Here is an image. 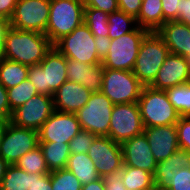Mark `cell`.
Here are the masks:
<instances>
[{"label":"cell","mask_w":190,"mask_h":190,"mask_svg":"<svg viewBox=\"0 0 190 190\" xmlns=\"http://www.w3.org/2000/svg\"><path fill=\"white\" fill-rule=\"evenodd\" d=\"M169 53L168 47L157 32L150 31L144 37L132 70L143 86L153 83Z\"/></svg>","instance_id":"5b68a950"},{"label":"cell","mask_w":190,"mask_h":190,"mask_svg":"<svg viewBox=\"0 0 190 190\" xmlns=\"http://www.w3.org/2000/svg\"><path fill=\"white\" fill-rule=\"evenodd\" d=\"M18 0H0V16L9 19L12 17Z\"/></svg>","instance_id":"bcb514c9"},{"label":"cell","mask_w":190,"mask_h":190,"mask_svg":"<svg viewBox=\"0 0 190 190\" xmlns=\"http://www.w3.org/2000/svg\"><path fill=\"white\" fill-rule=\"evenodd\" d=\"M137 104L144 128L176 125L180 118L165 90L143 86Z\"/></svg>","instance_id":"3957f363"},{"label":"cell","mask_w":190,"mask_h":190,"mask_svg":"<svg viewBox=\"0 0 190 190\" xmlns=\"http://www.w3.org/2000/svg\"><path fill=\"white\" fill-rule=\"evenodd\" d=\"M83 0H50L49 21L45 35L54 45L83 23Z\"/></svg>","instance_id":"277c9868"},{"label":"cell","mask_w":190,"mask_h":190,"mask_svg":"<svg viewBox=\"0 0 190 190\" xmlns=\"http://www.w3.org/2000/svg\"><path fill=\"white\" fill-rule=\"evenodd\" d=\"M190 168V152L178 148L169 158L157 162L154 174L156 190H166L170 185V178L175 169Z\"/></svg>","instance_id":"7402d4cb"},{"label":"cell","mask_w":190,"mask_h":190,"mask_svg":"<svg viewBox=\"0 0 190 190\" xmlns=\"http://www.w3.org/2000/svg\"><path fill=\"white\" fill-rule=\"evenodd\" d=\"M53 44L43 33L12 28L5 39L3 57L27 66L40 64Z\"/></svg>","instance_id":"6da1fadb"},{"label":"cell","mask_w":190,"mask_h":190,"mask_svg":"<svg viewBox=\"0 0 190 190\" xmlns=\"http://www.w3.org/2000/svg\"><path fill=\"white\" fill-rule=\"evenodd\" d=\"M39 146L50 172L66 168L70 156L69 144L48 142L39 143Z\"/></svg>","instance_id":"484cf974"},{"label":"cell","mask_w":190,"mask_h":190,"mask_svg":"<svg viewBox=\"0 0 190 190\" xmlns=\"http://www.w3.org/2000/svg\"><path fill=\"white\" fill-rule=\"evenodd\" d=\"M80 130L81 127L76 114L55 110L38 130L39 143L69 144Z\"/></svg>","instance_id":"5bb4252c"},{"label":"cell","mask_w":190,"mask_h":190,"mask_svg":"<svg viewBox=\"0 0 190 190\" xmlns=\"http://www.w3.org/2000/svg\"><path fill=\"white\" fill-rule=\"evenodd\" d=\"M163 11V24L168 21H177L180 0H161Z\"/></svg>","instance_id":"74e56055"},{"label":"cell","mask_w":190,"mask_h":190,"mask_svg":"<svg viewBox=\"0 0 190 190\" xmlns=\"http://www.w3.org/2000/svg\"><path fill=\"white\" fill-rule=\"evenodd\" d=\"M103 72L102 63L87 64L67 58V80L81 84L92 93L101 91Z\"/></svg>","instance_id":"ffe728a7"},{"label":"cell","mask_w":190,"mask_h":190,"mask_svg":"<svg viewBox=\"0 0 190 190\" xmlns=\"http://www.w3.org/2000/svg\"><path fill=\"white\" fill-rule=\"evenodd\" d=\"M83 3L84 7L96 8L107 14L119 10L118 0H83Z\"/></svg>","instance_id":"f35d334b"},{"label":"cell","mask_w":190,"mask_h":190,"mask_svg":"<svg viewBox=\"0 0 190 190\" xmlns=\"http://www.w3.org/2000/svg\"><path fill=\"white\" fill-rule=\"evenodd\" d=\"M166 190H190V168L175 169Z\"/></svg>","instance_id":"d590c367"},{"label":"cell","mask_w":190,"mask_h":190,"mask_svg":"<svg viewBox=\"0 0 190 190\" xmlns=\"http://www.w3.org/2000/svg\"><path fill=\"white\" fill-rule=\"evenodd\" d=\"M143 85L133 71L104 68L101 91L112 103H137Z\"/></svg>","instance_id":"52a82bcc"},{"label":"cell","mask_w":190,"mask_h":190,"mask_svg":"<svg viewBox=\"0 0 190 190\" xmlns=\"http://www.w3.org/2000/svg\"><path fill=\"white\" fill-rule=\"evenodd\" d=\"M136 22L139 27L156 32L163 25L161 0L142 1Z\"/></svg>","instance_id":"cb8c5ba5"},{"label":"cell","mask_w":190,"mask_h":190,"mask_svg":"<svg viewBox=\"0 0 190 190\" xmlns=\"http://www.w3.org/2000/svg\"><path fill=\"white\" fill-rule=\"evenodd\" d=\"M180 117H190V82L165 90Z\"/></svg>","instance_id":"4dcf8cb0"},{"label":"cell","mask_w":190,"mask_h":190,"mask_svg":"<svg viewBox=\"0 0 190 190\" xmlns=\"http://www.w3.org/2000/svg\"><path fill=\"white\" fill-rule=\"evenodd\" d=\"M112 101L102 92L91 94L87 104L75 114L83 130L96 136H109Z\"/></svg>","instance_id":"ba28073f"},{"label":"cell","mask_w":190,"mask_h":190,"mask_svg":"<svg viewBox=\"0 0 190 190\" xmlns=\"http://www.w3.org/2000/svg\"><path fill=\"white\" fill-rule=\"evenodd\" d=\"M83 22L93 35L108 37V14L96 8L84 7Z\"/></svg>","instance_id":"1f68e13d"},{"label":"cell","mask_w":190,"mask_h":190,"mask_svg":"<svg viewBox=\"0 0 190 190\" xmlns=\"http://www.w3.org/2000/svg\"><path fill=\"white\" fill-rule=\"evenodd\" d=\"M66 169L71 171L82 185L100 178L96 170V164L88 154H70Z\"/></svg>","instance_id":"603a6c76"},{"label":"cell","mask_w":190,"mask_h":190,"mask_svg":"<svg viewBox=\"0 0 190 190\" xmlns=\"http://www.w3.org/2000/svg\"><path fill=\"white\" fill-rule=\"evenodd\" d=\"M49 11L50 0H18L10 18L11 27L45 34Z\"/></svg>","instance_id":"8fae6325"},{"label":"cell","mask_w":190,"mask_h":190,"mask_svg":"<svg viewBox=\"0 0 190 190\" xmlns=\"http://www.w3.org/2000/svg\"><path fill=\"white\" fill-rule=\"evenodd\" d=\"M89 158L96 164L98 175L121 171L124 165L121 144L108 136H97L88 150Z\"/></svg>","instance_id":"9a60e30c"},{"label":"cell","mask_w":190,"mask_h":190,"mask_svg":"<svg viewBox=\"0 0 190 190\" xmlns=\"http://www.w3.org/2000/svg\"><path fill=\"white\" fill-rule=\"evenodd\" d=\"M28 190H52L51 172L44 175L31 173V184Z\"/></svg>","instance_id":"ab89813d"},{"label":"cell","mask_w":190,"mask_h":190,"mask_svg":"<svg viewBox=\"0 0 190 190\" xmlns=\"http://www.w3.org/2000/svg\"><path fill=\"white\" fill-rule=\"evenodd\" d=\"M16 165L30 174L44 175L50 173L39 145L22 156Z\"/></svg>","instance_id":"f546056e"},{"label":"cell","mask_w":190,"mask_h":190,"mask_svg":"<svg viewBox=\"0 0 190 190\" xmlns=\"http://www.w3.org/2000/svg\"><path fill=\"white\" fill-rule=\"evenodd\" d=\"M95 41V48L99 59L102 61L108 54V49L111 44V39L109 37H103L99 35H93Z\"/></svg>","instance_id":"ee69618b"},{"label":"cell","mask_w":190,"mask_h":190,"mask_svg":"<svg viewBox=\"0 0 190 190\" xmlns=\"http://www.w3.org/2000/svg\"><path fill=\"white\" fill-rule=\"evenodd\" d=\"M164 40L169 52L188 58L190 56V27L178 21L165 22L156 31Z\"/></svg>","instance_id":"44dd1931"},{"label":"cell","mask_w":190,"mask_h":190,"mask_svg":"<svg viewBox=\"0 0 190 190\" xmlns=\"http://www.w3.org/2000/svg\"><path fill=\"white\" fill-rule=\"evenodd\" d=\"M54 111L53 97L45 94H37L25 104L16 108L12 112L9 122L17 127L30 128L38 131Z\"/></svg>","instance_id":"4fadbf2b"},{"label":"cell","mask_w":190,"mask_h":190,"mask_svg":"<svg viewBox=\"0 0 190 190\" xmlns=\"http://www.w3.org/2000/svg\"><path fill=\"white\" fill-rule=\"evenodd\" d=\"M150 31L137 27L134 31L111 39L107 56L102 60L104 68L132 71L140 45Z\"/></svg>","instance_id":"8992f818"},{"label":"cell","mask_w":190,"mask_h":190,"mask_svg":"<svg viewBox=\"0 0 190 190\" xmlns=\"http://www.w3.org/2000/svg\"><path fill=\"white\" fill-rule=\"evenodd\" d=\"M141 3V0H118V7L119 10L136 19L141 9Z\"/></svg>","instance_id":"b9f144b4"},{"label":"cell","mask_w":190,"mask_h":190,"mask_svg":"<svg viewBox=\"0 0 190 190\" xmlns=\"http://www.w3.org/2000/svg\"><path fill=\"white\" fill-rule=\"evenodd\" d=\"M11 29V22L9 19H0V59L3 57L5 39L8 31Z\"/></svg>","instance_id":"7dc6e473"},{"label":"cell","mask_w":190,"mask_h":190,"mask_svg":"<svg viewBox=\"0 0 190 190\" xmlns=\"http://www.w3.org/2000/svg\"><path fill=\"white\" fill-rule=\"evenodd\" d=\"M123 166H131L150 172L153 176L157 161L153 157L151 147L144 132L121 143Z\"/></svg>","instance_id":"e0dca14e"},{"label":"cell","mask_w":190,"mask_h":190,"mask_svg":"<svg viewBox=\"0 0 190 190\" xmlns=\"http://www.w3.org/2000/svg\"><path fill=\"white\" fill-rule=\"evenodd\" d=\"M96 137L97 136L91 132L81 129L69 142L70 154H87Z\"/></svg>","instance_id":"e575fe53"},{"label":"cell","mask_w":190,"mask_h":190,"mask_svg":"<svg viewBox=\"0 0 190 190\" xmlns=\"http://www.w3.org/2000/svg\"><path fill=\"white\" fill-rule=\"evenodd\" d=\"M138 27L136 19L121 10L108 14V37L118 38L126 33L134 31Z\"/></svg>","instance_id":"83f0119b"},{"label":"cell","mask_w":190,"mask_h":190,"mask_svg":"<svg viewBox=\"0 0 190 190\" xmlns=\"http://www.w3.org/2000/svg\"><path fill=\"white\" fill-rule=\"evenodd\" d=\"M105 190H127L121 180V171L105 174L102 177Z\"/></svg>","instance_id":"60d3db41"},{"label":"cell","mask_w":190,"mask_h":190,"mask_svg":"<svg viewBox=\"0 0 190 190\" xmlns=\"http://www.w3.org/2000/svg\"><path fill=\"white\" fill-rule=\"evenodd\" d=\"M82 190H105V185L102 178L100 177L93 182L82 185Z\"/></svg>","instance_id":"c3c4849f"},{"label":"cell","mask_w":190,"mask_h":190,"mask_svg":"<svg viewBox=\"0 0 190 190\" xmlns=\"http://www.w3.org/2000/svg\"><path fill=\"white\" fill-rule=\"evenodd\" d=\"M179 148L190 152V117H180L176 123Z\"/></svg>","instance_id":"8d00e7d4"},{"label":"cell","mask_w":190,"mask_h":190,"mask_svg":"<svg viewBox=\"0 0 190 190\" xmlns=\"http://www.w3.org/2000/svg\"><path fill=\"white\" fill-rule=\"evenodd\" d=\"M188 82H190L188 59L169 53L150 87L157 90H166Z\"/></svg>","instance_id":"2e32d148"},{"label":"cell","mask_w":190,"mask_h":190,"mask_svg":"<svg viewBox=\"0 0 190 190\" xmlns=\"http://www.w3.org/2000/svg\"><path fill=\"white\" fill-rule=\"evenodd\" d=\"M7 123H8L7 120L0 119V140H1L2 133H3Z\"/></svg>","instance_id":"f907efd6"},{"label":"cell","mask_w":190,"mask_h":190,"mask_svg":"<svg viewBox=\"0 0 190 190\" xmlns=\"http://www.w3.org/2000/svg\"><path fill=\"white\" fill-rule=\"evenodd\" d=\"M8 165L9 164L0 156V185L2 183Z\"/></svg>","instance_id":"681fc988"},{"label":"cell","mask_w":190,"mask_h":190,"mask_svg":"<svg viewBox=\"0 0 190 190\" xmlns=\"http://www.w3.org/2000/svg\"><path fill=\"white\" fill-rule=\"evenodd\" d=\"M52 190H82L79 179L66 168L51 171Z\"/></svg>","instance_id":"836d02e7"},{"label":"cell","mask_w":190,"mask_h":190,"mask_svg":"<svg viewBox=\"0 0 190 190\" xmlns=\"http://www.w3.org/2000/svg\"><path fill=\"white\" fill-rule=\"evenodd\" d=\"M38 145L37 130L17 127L8 121L0 140V156L9 165H15L22 156Z\"/></svg>","instance_id":"30bf717a"},{"label":"cell","mask_w":190,"mask_h":190,"mask_svg":"<svg viewBox=\"0 0 190 190\" xmlns=\"http://www.w3.org/2000/svg\"><path fill=\"white\" fill-rule=\"evenodd\" d=\"M177 21L190 27V0H180L179 15Z\"/></svg>","instance_id":"f6af8a7d"},{"label":"cell","mask_w":190,"mask_h":190,"mask_svg":"<svg viewBox=\"0 0 190 190\" xmlns=\"http://www.w3.org/2000/svg\"><path fill=\"white\" fill-rule=\"evenodd\" d=\"M29 66L9 59H0V84L9 89L27 80Z\"/></svg>","instance_id":"d4e9b609"},{"label":"cell","mask_w":190,"mask_h":190,"mask_svg":"<svg viewBox=\"0 0 190 190\" xmlns=\"http://www.w3.org/2000/svg\"><path fill=\"white\" fill-rule=\"evenodd\" d=\"M53 46L66 58L87 64L102 63L95 48L94 36L84 22Z\"/></svg>","instance_id":"9c48e42d"},{"label":"cell","mask_w":190,"mask_h":190,"mask_svg":"<svg viewBox=\"0 0 190 190\" xmlns=\"http://www.w3.org/2000/svg\"><path fill=\"white\" fill-rule=\"evenodd\" d=\"M143 131L144 126L137 103L114 105L108 136L111 140L121 144Z\"/></svg>","instance_id":"7c38bea8"},{"label":"cell","mask_w":190,"mask_h":190,"mask_svg":"<svg viewBox=\"0 0 190 190\" xmlns=\"http://www.w3.org/2000/svg\"><path fill=\"white\" fill-rule=\"evenodd\" d=\"M11 115L7 89L0 84V119L10 121Z\"/></svg>","instance_id":"7bdbcfd3"},{"label":"cell","mask_w":190,"mask_h":190,"mask_svg":"<svg viewBox=\"0 0 190 190\" xmlns=\"http://www.w3.org/2000/svg\"><path fill=\"white\" fill-rule=\"evenodd\" d=\"M37 94L36 88L29 80H25L19 85L7 89L10 110L13 112Z\"/></svg>","instance_id":"d6a6232c"},{"label":"cell","mask_w":190,"mask_h":190,"mask_svg":"<svg viewBox=\"0 0 190 190\" xmlns=\"http://www.w3.org/2000/svg\"><path fill=\"white\" fill-rule=\"evenodd\" d=\"M143 132L157 162L166 160L179 148L176 125L148 127Z\"/></svg>","instance_id":"ac0fdd59"},{"label":"cell","mask_w":190,"mask_h":190,"mask_svg":"<svg viewBox=\"0 0 190 190\" xmlns=\"http://www.w3.org/2000/svg\"><path fill=\"white\" fill-rule=\"evenodd\" d=\"M187 59H188V64H189V69H190V56Z\"/></svg>","instance_id":"f5cc1de1"},{"label":"cell","mask_w":190,"mask_h":190,"mask_svg":"<svg viewBox=\"0 0 190 190\" xmlns=\"http://www.w3.org/2000/svg\"><path fill=\"white\" fill-rule=\"evenodd\" d=\"M121 180L130 190L155 189L154 176L150 172L135 167L123 166Z\"/></svg>","instance_id":"4316f807"},{"label":"cell","mask_w":190,"mask_h":190,"mask_svg":"<svg viewBox=\"0 0 190 190\" xmlns=\"http://www.w3.org/2000/svg\"><path fill=\"white\" fill-rule=\"evenodd\" d=\"M67 58L54 46L40 64L29 66L28 78L38 94L53 96L58 88L67 81Z\"/></svg>","instance_id":"7a4b0ae2"},{"label":"cell","mask_w":190,"mask_h":190,"mask_svg":"<svg viewBox=\"0 0 190 190\" xmlns=\"http://www.w3.org/2000/svg\"><path fill=\"white\" fill-rule=\"evenodd\" d=\"M31 174L15 165H8L0 190H28Z\"/></svg>","instance_id":"f1b7e54d"},{"label":"cell","mask_w":190,"mask_h":190,"mask_svg":"<svg viewBox=\"0 0 190 190\" xmlns=\"http://www.w3.org/2000/svg\"><path fill=\"white\" fill-rule=\"evenodd\" d=\"M130 190V189H127ZM137 190H156V189H137Z\"/></svg>","instance_id":"816d5d0a"},{"label":"cell","mask_w":190,"mask_h":190,"mask_svg":"<svg viewBox=\"0 0 190 190\" xmlns=\"http://www.w3.org/2000/svg\"><path fill=\"white\" fill-rule=\"evenodd\" d=\"M92 92L79 83L67 80L53 94L56 111L76 113L87 104Z\"/></svg>","instance_id":"d6986e66"}]
</instances>
